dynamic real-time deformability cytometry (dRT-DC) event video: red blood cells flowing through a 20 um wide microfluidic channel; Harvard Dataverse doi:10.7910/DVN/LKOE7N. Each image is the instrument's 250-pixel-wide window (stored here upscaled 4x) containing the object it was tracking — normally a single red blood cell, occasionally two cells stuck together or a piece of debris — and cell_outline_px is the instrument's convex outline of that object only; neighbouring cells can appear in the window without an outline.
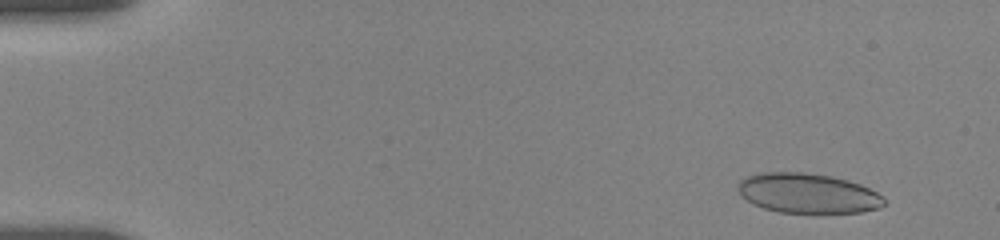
{"species": "human", "species_latin": "Homo sapiens", "temperature_condition": "room temperature", "stored_images_in_passage": 9, "camera_frame_rate_fps": 3000, "um_per_image_px": 0.085, "donor": {"sex": "female"}, "frame": {"image": 1, "passage_image": 3, "time_ms": 1.333, "image_size_px": [1000, 240], "cell_outline_px": [[888, 200], [880, 208], [860, 212], [820, 216], [812, 216], [776, 212], [752, 204], [736, 188], [736, 184], [740, 180], [748, 176], [760, 172], [804, 172], [832, 176], [848, 180], [860, 184], [884, 196]], "centroid_in_image_um": [68.7, 16.48], "position_along_channel_um": 16.3, "area_um2": 35.32}}
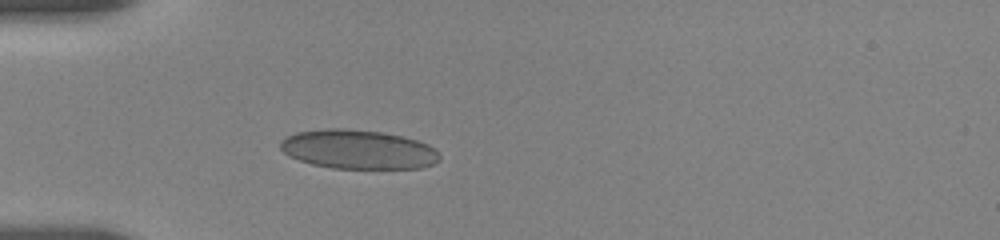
{"frame": {"image": 2, "passage_image": 9, "time_ms": 5.333, "image_size_px": [1000, 240], "cell_outline_px": [[440, 160], [432, 164], [420, 168], [332, 168], [312, 164], [288, 156], [280, 148], [280, 140], [296, 132], [328, 128], [344, 128], [380, 132], [404, 136], [428, 144], [436, 148], [440, 152]], "centroid_in_image_um": [30.46, 12.69], "position_along_channel_um": 54.5, "area_um2": 36.41}}